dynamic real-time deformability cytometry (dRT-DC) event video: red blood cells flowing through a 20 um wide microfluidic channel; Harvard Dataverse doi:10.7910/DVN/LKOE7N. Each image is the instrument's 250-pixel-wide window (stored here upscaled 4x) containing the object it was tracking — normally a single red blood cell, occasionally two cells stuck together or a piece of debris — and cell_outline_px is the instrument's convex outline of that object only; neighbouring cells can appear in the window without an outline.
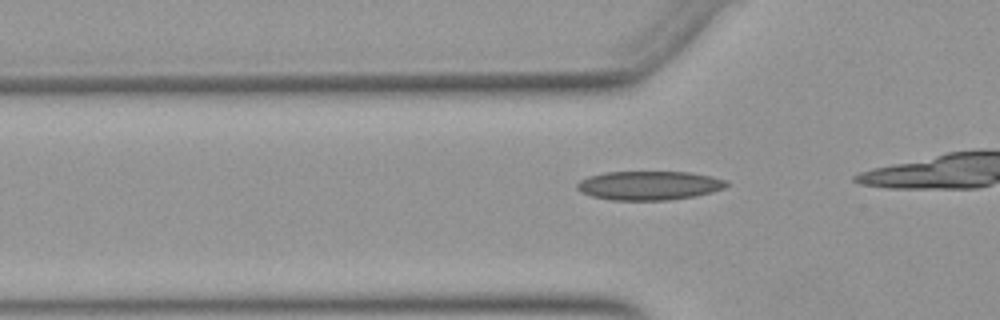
{"species": "Egyptian fruit bat (a non-hibernating species)", "species_latin": "Rousettus aegyptiacus", "temperature_condition": "warm", "stored_images_in_passage": 16, "camera_frame_rate_fps": 3000, "um_per_image_px": 0.085, "animal": {"sex": "female"}, "frame": {"image": 1, "passage_image": 5, "time_ms": 1.333, "image_size_px": [1000, 320], "cell_outline_px": [[728, 184], [724, 188], [712, 192], [696, 196], [668, 200], [612, 200], [592, 196], [580, 192], [576, 188], [576, 184], [580, 180], [588, 176], [604, 172], [688, 172], [712, 176], [724, 180]], "centroid_in_image_um": [55.14, 15.77], "position_along_channel_um": 70.7, "area_um2": 25.26}}
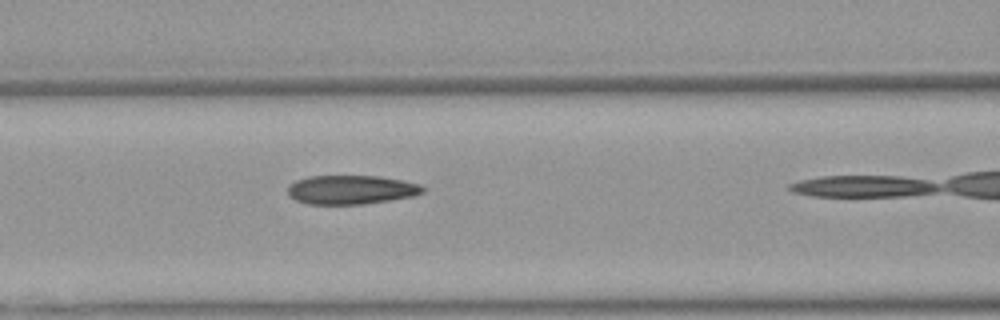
{"frame": {"image": 2, "passage_image": 10, "time_ms": 3.0, "image_size_px": [1000, 320], "cell_outline_px": [[424, 192], [412, 196], [364, 204], [308, 204], [296, 200], [288, 196], [288, 184], [296, 180], [308, 176], [380, 176], [420, 184], [424, 188]], "centroid_in_image_um": [29.8, 16.12], "position_along_channel_um": 136.8, "area_um2": 22.77}}